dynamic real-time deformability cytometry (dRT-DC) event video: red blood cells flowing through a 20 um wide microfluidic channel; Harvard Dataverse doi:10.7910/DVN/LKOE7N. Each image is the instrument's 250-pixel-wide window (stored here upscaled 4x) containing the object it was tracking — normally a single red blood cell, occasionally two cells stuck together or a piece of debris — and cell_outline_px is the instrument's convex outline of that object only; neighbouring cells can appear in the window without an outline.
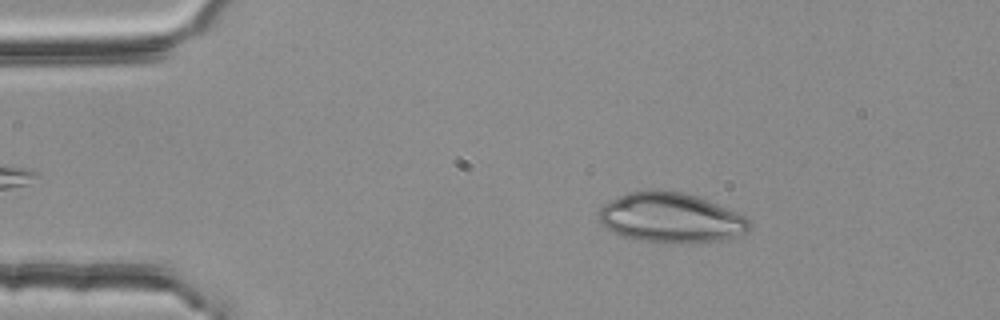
{"species": "common noctule bat (a hibernating species)", "species_latin": "Nyctalus noctula", "temperature_condition": "room temperature", "stored_images_in_passage": 4, "camera_frame_rate_fps": 3000, "um_per_image_px": 0.085, "animal": {"sex": "female", "body_mass_g": 25.1}, "frame": {"image": 1, "passage_image": 3, "time_ms": 0.667, "image_size_px": [1000, 320], "cell_outline_px": [[752, 224], [748, 232], [744, 236], [724, 240], [676, 244], [664, 244], [640, 240], [620, 236], [604, 228], [600, 224], [600, 208], [604, 204], [628, 192], [648, 188], [656, 188], [680, 192], [696, 196], [708, 200], [744, 216]], "centroid_in_image_um": [57.03, 18.53], "position_along_channel_um": 28.0, "area_um2": 44.56}}